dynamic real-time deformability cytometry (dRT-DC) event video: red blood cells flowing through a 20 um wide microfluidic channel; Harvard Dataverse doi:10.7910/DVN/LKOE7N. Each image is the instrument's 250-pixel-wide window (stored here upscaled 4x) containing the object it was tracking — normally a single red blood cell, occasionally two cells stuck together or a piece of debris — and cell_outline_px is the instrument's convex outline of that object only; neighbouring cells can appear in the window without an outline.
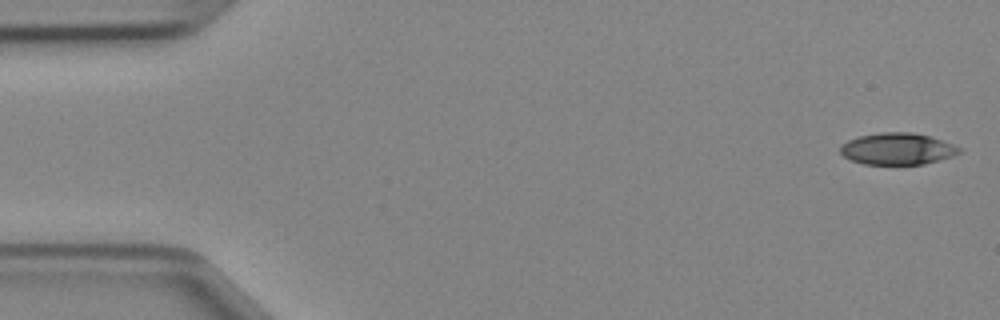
{"species": "Egyptian fruit bat (a non-hibernating species)", "species_latin": "Rousettus aegyptiacus", "temperature_condition": "cold", "stored_images_in_passage": 46, "camera_frame_rate_fps": 3000, "um_per_image_px": 0.085, "animal": {"sex": "female"}, "frame": {"image": 1, "passage_image": 1, "time_ms": 0.0, "image_size_px": [1000, 320], "cell_outline_px": [[960, 152], [952, 156], [924, 164], [864, 164], [852, 160], [844, 156], [840, 152], [840, 144], [848, 140], [860, 136], [880, 132], [912, 132], [928, 136], [952, 144], [960, 148]], "centroid_in_image_um": [76.24, 12.65], "position_along_channel_um": 8.8, "area_um2": 21.73}}
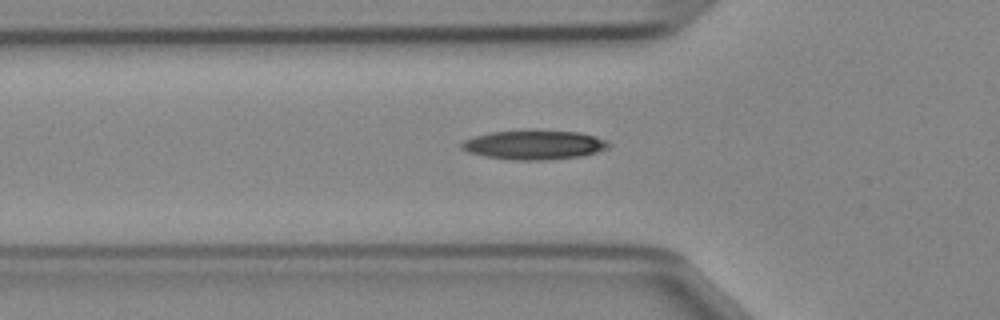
{"frame": {"image": 2, "passage_image": 15, "time_ms": 4.667, "image_size_px": [1000, 320], "cell_outline_px": [[612, 144], [608, 148], [596, 152], [580, 156], [544, 160], [512, 160], [484, 156], [468, 152], [460, 148], [460, 144], [464, 140], [476, 136], [492, 132], [532, 128], [536, 128], [580, 132], [604, 140]], "centroid_in_image_um": [45.38, 12.28], "position_along_channel_um": 80.4, "area_um2": 25.61}}
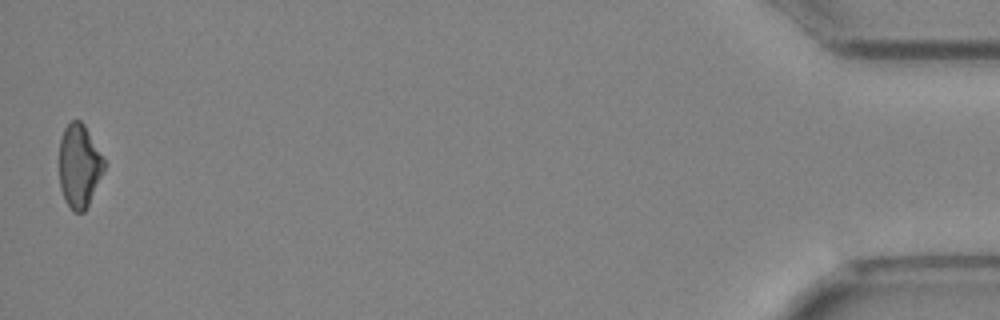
{"frame": {"image": 3, "passage_image": 46, "time_ms": 15.0, "image_size_px": [1000, 320], "cell_outline_px": [[104, 172], [84, 212], [76, 212], [64, 200], [60, 188], [60, 140], [64, 128], [72, 120], [80, 120], [84, 124], [104, 160]], "centroid_in_image_um": [6.73, 14.1], "position_along_channel_um": 428.5, "area_um2": 21.44}}